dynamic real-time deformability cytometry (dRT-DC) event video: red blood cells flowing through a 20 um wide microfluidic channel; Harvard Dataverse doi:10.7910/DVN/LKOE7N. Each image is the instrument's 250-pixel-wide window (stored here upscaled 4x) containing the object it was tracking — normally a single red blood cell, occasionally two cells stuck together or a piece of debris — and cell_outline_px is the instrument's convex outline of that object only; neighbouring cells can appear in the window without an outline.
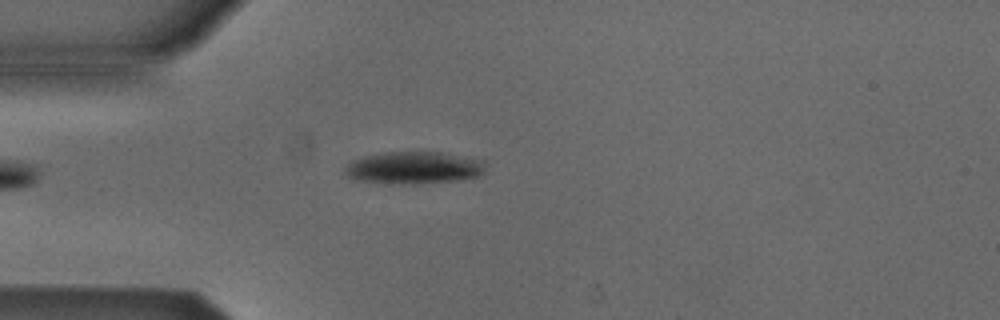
{"species": "Egyptian fruit bat (a non-hibernating species)", "species_latin": "Rousettus aegyptiacus", "temperature_condition": "cold", "stored_images_in_passage": 3, "camera_frame_rate_fps": 3000, "um_per_image_px": 0.085, "animal": {"sex": "male"}, "frame": {"image": 1, "passage_image": 3, "time_ms": 0.667, "image_size_px": [1000, 320], "cell_outline_px": [[484, 172], [476, 176], [460, 180], [412, 184], [384, 184], [360, 180], [348, 176], [344, 172], [344, 168], [352, 160], [364, 156], [384, 152], [444, 152], [484, 160]], "centroid_in_image_um": [35.17, 14.26], "position_along_channel_um": 49.8, "area_um2": 26.59}}